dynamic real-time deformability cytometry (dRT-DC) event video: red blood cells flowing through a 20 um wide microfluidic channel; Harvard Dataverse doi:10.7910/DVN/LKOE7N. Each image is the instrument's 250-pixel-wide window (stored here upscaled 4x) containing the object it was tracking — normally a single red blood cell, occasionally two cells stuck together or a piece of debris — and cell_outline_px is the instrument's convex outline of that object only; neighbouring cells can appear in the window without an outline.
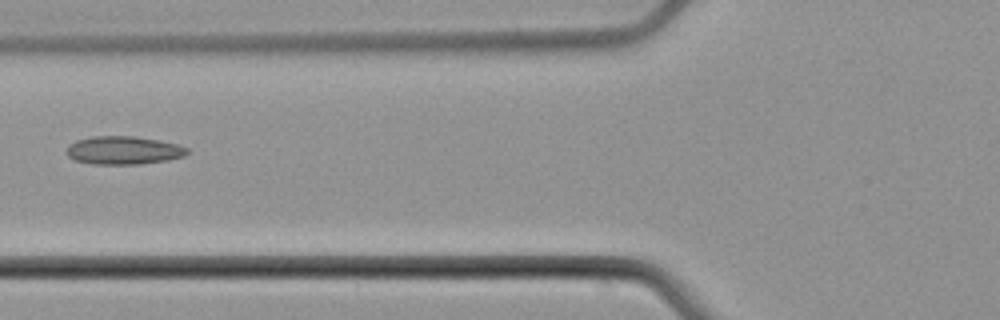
{"species": "common noctule bat (a hibernating species)", "species_latin": "Nyctalus noctula", "temperature_condition": "cold", "stored_images_in_passage": 3, "camera_frame_rate_fps": 3000, "um_per_image_px": 0.085, "animal": {"sex": "male", "body_mass_g": 21.5, "forearm_length_mm": 52.0}, "frame": {"image": 1, "passage_image": 3, "time_ms": 2.333, "image_size_px": [1000, 320], "cell_outline_px": [[188, 152], [184, 156], [168, 160], [140, 164], [92, 164], [76, 160], [68, 156], [64, 152], [68, 144], [76, 140], [92, 136], [136, 136], [160, 140], [180, 144], [188, 148]], "centroid_in_image_um": [10.49, 12.77], "position_along_channel_um": 115.3, "area_um2": 20.11}}